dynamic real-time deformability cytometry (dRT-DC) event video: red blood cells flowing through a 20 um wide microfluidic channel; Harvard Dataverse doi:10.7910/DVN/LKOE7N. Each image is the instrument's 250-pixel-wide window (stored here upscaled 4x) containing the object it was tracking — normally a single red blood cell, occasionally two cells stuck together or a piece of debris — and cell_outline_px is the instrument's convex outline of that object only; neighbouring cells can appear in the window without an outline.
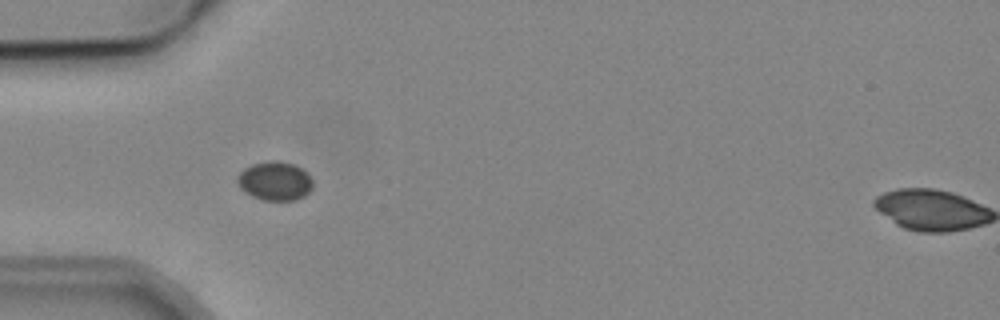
{"species": "common noctule bat (a hibernating species)", "species_latin": "Nyctalus noctula", "temperature_condition": "cold", "stored_images_in_passage": 5, "camera_frame_rate_fps": 3000, "um_per_image_px": 0.085, "animal": {"sex": "male", "body_mass_g": 19.2, "forearm_length_mm": 51.8}, "frame": {"image": 1, "passage_image": 5, "time_ms": 4.667, "image_size_px": [1000, 320], "cell_outline_px": [[312, 188], [304, 196], [296, 200], [264, 200], [252, 196], [244, 192], [240, 188], [236, 180], [236, 176], [244, 168], [252, 164], [272, 160], [276, 160], [292, 164], [308, 172], [312, 180]], "centroid_in_image_um": [23.35, 15.38], "position_along_channel_um": 61.7, "area_um2": 17.17}}